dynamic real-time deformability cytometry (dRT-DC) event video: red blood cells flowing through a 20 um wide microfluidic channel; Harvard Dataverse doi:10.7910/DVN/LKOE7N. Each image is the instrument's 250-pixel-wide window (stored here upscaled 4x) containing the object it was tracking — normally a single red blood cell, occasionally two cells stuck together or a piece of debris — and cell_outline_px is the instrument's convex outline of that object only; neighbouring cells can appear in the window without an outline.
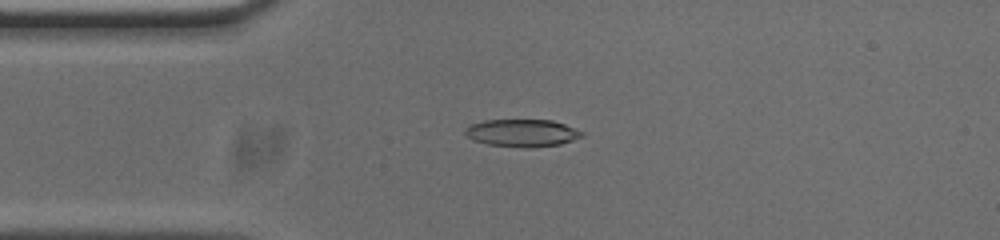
{"species": "common noctule bat (a hibernating species)", "species_latin": "Nyctalus noctula", "temperature_condition": "cold", "stored_images_in_passage": 53, "camera_frame_rate_fps": 3000, "um_per_image_px": 0.085, "animal": {"sex": "male", "body_mass_g": 20.0, "forearm_length_mm": 53.3}, "frame": {"image": 1, "passage_image": 12, "time_ms": 3.667, "image_size_px": [1000, 240], "cell_outline_px": [[584, 136], [560, 144], [528, 148], [524, 148], [488, 144], [472, 140], [464, 132], [464, 128], [468, 124], [484, 120], [552, 120], [564, 124], [584, 132]], "centroid_in_image_um": [44.35, 11.3], "position_along_channel_um": 40.7, "area_um2": 18.79}}
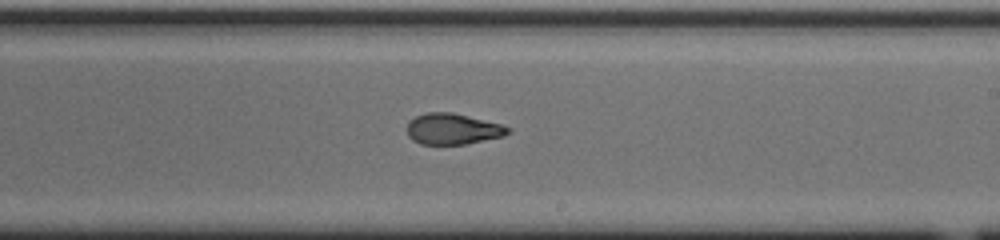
{"frame": {"image": 2, "passage_image": 30, "time_ms": 9.667, "image_size_px": [1000, 240], "cell_outline_px": [[512, 132], [504, 136], [464, 144], [420, 144], [412, 140], [408, 136], [408, 120], [416, 116], [428, 112], [452, 112], [500, 124], [512, 128]], "centroid_in_image_um": [38.48, 10.96], "position_along_channel_um": 250.5, "area_um2": 18.21}}
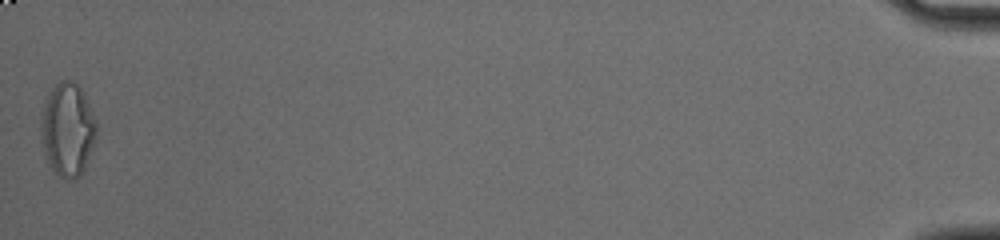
{"frame": {"image": 3, "passage_image": 53, "time_ms": 17.333, "image_size_px": [1000, 240], "cell_outline_px": [[96, 136], [92, 148], [84, 168], [80, 176], [72, 180], [60, 176], [52, 172], [44, 156], [40, 140], [40, 112], [44, 96], [60, 80], [72, 80], [84, 92], [96, 124]], "centroid_in_image_um": [5.68, 11.0], "position_along_channel_um": 429.5, "area_um2": 30.81}, "authors_computed_cell_mechanics": {"area_um2": 18.9006, "velocity_mm_per_s": 3.7612, "shape_relaxation_time_tau1_ms": null, "shape_relaxation_time_tau2_ms": 1.6784, "deformation_change_tau1": null, "deformation_change_tau2": 0.083}}